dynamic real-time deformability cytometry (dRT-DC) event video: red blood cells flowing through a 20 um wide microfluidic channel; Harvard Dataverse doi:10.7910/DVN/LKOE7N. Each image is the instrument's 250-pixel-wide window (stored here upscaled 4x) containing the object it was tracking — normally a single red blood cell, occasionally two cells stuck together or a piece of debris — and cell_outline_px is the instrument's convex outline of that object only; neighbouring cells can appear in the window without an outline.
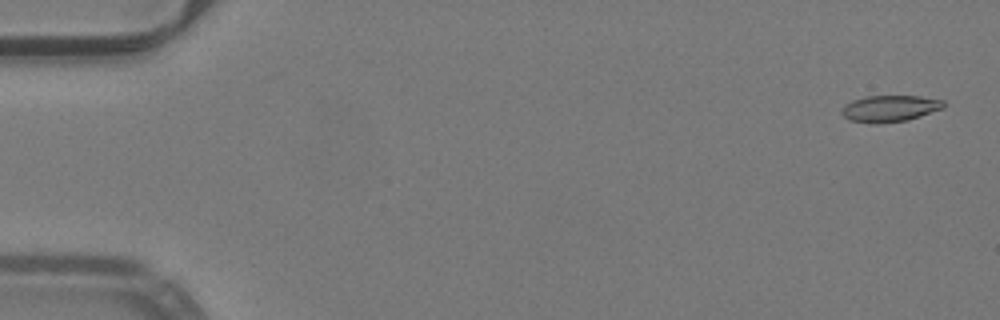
{"species": "common noctule bat (a hibernating species)", "species_latin": "Nyctalus noctula", "temperature_condition": "warm", "stored_images_in_passage": 51, "camera_frame_rate_fps": 3000, "um_per_image_px": 0.085, "animal": {"sex": "male", "body_mass_g": 19.2, "forearm_length_mm": 51.8}, "frame": {"image": 1, "passage_image": 2, "time_ms": 0.333, "image_size_px": [1000, 320], "cell_outline_px": [[944, 108], [908, 120], [876, 124], [868, 124], [848, 120], [840, 112], [840, 108], [844, 104], [852, 100], [868, 96], [920, 96], [944, 100]], "centroid_in_image_um": [75.58, 9.23], "position_along_channel_um": 9.4, "area_um2": 16.01}}
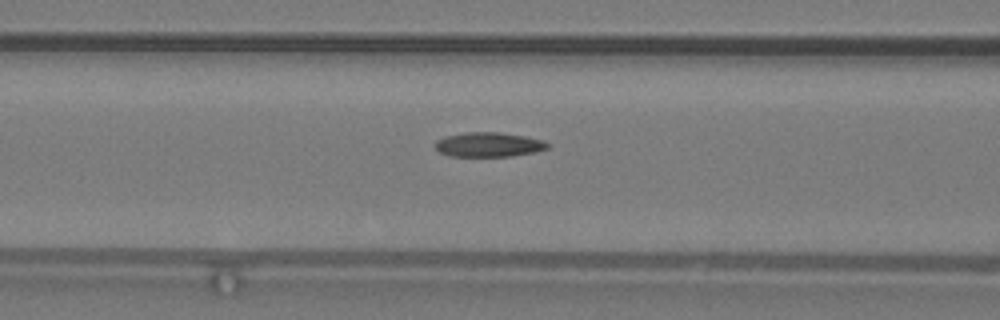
{"frame": {"image": 2, "passage_image": 22, "time_ms": 7.0, "image_size_px": [1000, 320], "cell_outline_px": [[552, 144], [548, 148], [536, 152], [512, 156], [448, 156], [440, 152], [432, 144], [436, 140], [444, 136], [464, 132], [500, 132], [524, 136], [544, 140]], "centroid_in_image_um": [41.53, 12.28], "position_along_channel_um": 125.1, "area_um2": 16.36}}
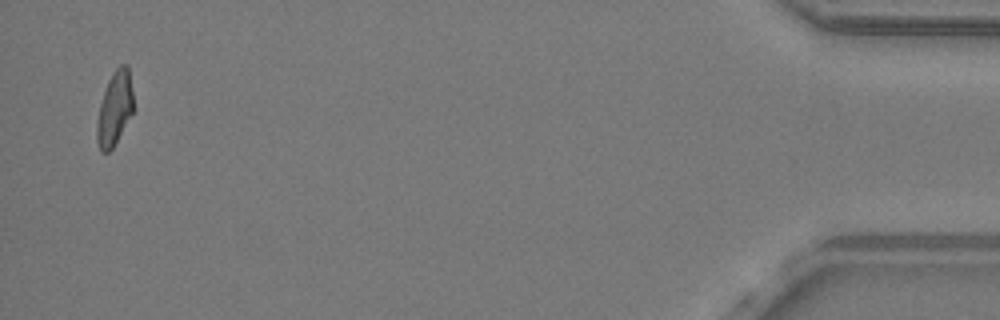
{"frame": {"image": 3, "passage_image": 51, "time_ms": 16.667, "image_size_px": [1000, 320], "cell_outline_px": [[132, 112], [112, 148], [108, 152], [100, 152], [96, 140], [96, 120], [100, 104], [108, 80], [112, 72], [120, 64], [128, 64], [132, 92]], "centroid_in_image_um": [9.71, 9.21], "position_along_channel_um": 425.5, "area_um2": 15.49}, "authors_computed_cell_mechanics": {"area_um2": 16.2418, "velocity_mm_per_s": 4.0134, "shape_relaxation_time_tau1_ms": null, "shape_relaxation_time_tau2_ms": 4.2403, "deformation_change_tau1": null, "deformation_change_tau2": 0.1114}}